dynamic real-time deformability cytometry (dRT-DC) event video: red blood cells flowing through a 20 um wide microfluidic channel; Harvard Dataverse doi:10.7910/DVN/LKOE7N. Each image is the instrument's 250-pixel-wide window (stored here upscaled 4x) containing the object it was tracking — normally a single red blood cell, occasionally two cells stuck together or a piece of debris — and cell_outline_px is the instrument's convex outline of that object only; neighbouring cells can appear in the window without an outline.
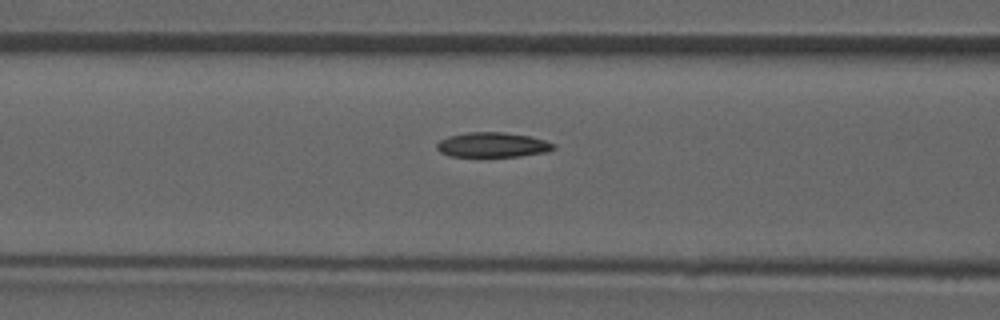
{"species": "common noctule bat (a hibernating species)", "species_latin": "Nyctalus noctula", "temperature_condition": "room temperature", "stored_images_in_passage": 3, "camera_frame_rate_fps": 3000, "um_per_image_px": 0.085, "animal": {"sex": "male", "forearm_length_mm": 52.5}, "frame": {"image": 1, "passage_image": 3, "time_ms": 3.0, "image_size_px": [1000, 320], "cell_outline_px": [[556, 148], [548, 152], [520, 156], [448, 156], [440, 152], [436, 148], [436, 144], [440, 140], [448, 136], [468, 132], [504, 132], [528, 136], [544, 140], [556, 144]], "centroid_in_image_um": [41.87, 12.31], "position_along_channel_um": 124.7, "area_um2": 16.94}}